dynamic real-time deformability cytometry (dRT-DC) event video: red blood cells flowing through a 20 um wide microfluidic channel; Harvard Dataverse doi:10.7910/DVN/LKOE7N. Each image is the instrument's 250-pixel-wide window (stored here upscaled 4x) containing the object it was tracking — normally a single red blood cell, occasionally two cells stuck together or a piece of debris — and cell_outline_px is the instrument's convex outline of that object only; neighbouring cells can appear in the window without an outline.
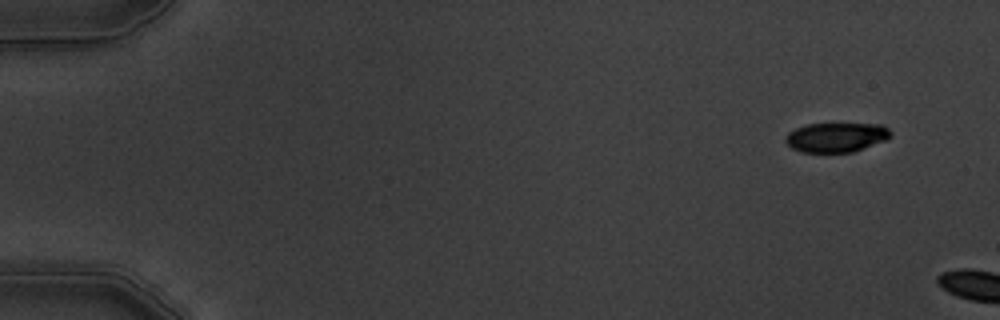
{"species": "common noctule bat (a hibernating species)", "species_latin": "Nyctalus noctula", "temperature_condition": "warm", "stored_images_in_passage": 3, "camera_frame_rate_fps": 3000, "um_per_image_px": 0.085, "animal": {"sex": "male", "body_mass_g": 19.5, "forearm_length_mm": 54.6}, "frame": {"image": 1, "passage_image": 1, "time_ms": 0.0, "image_size_px": [1000, 320], "cell_outline_px": [[892, 136], [888, 140], [852, 152], [800, 152], [792, 148], [784, 140], [784, 136], [788, 132], [796, 128], [808, 124], [884, 124], [892, 132]], "centroid_in_image_um": [71.11, 11.67], "position_along_channel_um": 13.9, "area_um2": 18.26}}